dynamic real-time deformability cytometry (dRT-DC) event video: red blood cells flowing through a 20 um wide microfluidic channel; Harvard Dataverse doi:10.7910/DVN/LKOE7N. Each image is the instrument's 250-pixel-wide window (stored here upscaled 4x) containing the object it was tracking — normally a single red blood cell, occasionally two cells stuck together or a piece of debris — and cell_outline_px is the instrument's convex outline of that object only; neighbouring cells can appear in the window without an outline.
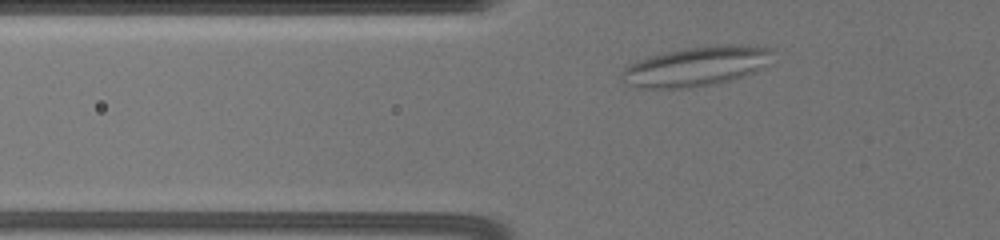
{"species": "common noctule bat (a hibernating species)", "species_latin": "Nyctalus noctula", "temperature_condition": "warm", "stored_images_in_passage": 7, "camera_frame_rate_fps": 3000, "um_per_image_px": 0.085, "animal": {"sex": "female", "body_mass_g": 19.5, "forearm_length_mm": 54.1}, "frame": {"image": 1, "passage_image": 2, "time_ms": 1.0, "image_size_px": [1000, 240], "cell_outline_px": [[776, 48], [764, 68], [756, 72], [732, 80], [712, 84], [684, 88], [636, 88], [624, 84], [620, 76], [620, 72], [624, 68], [640, 60], [652, 56], [684, 48], [720, 44], [756, 44]], "centroid_in_image_um": [59.26, 5.63], "position_along_channel_um": 66.5, "area_um2": 35.26}}
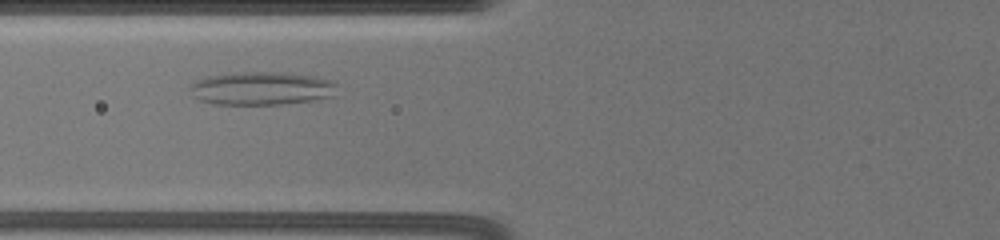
{"frame": {"image": 2, "passage_image": 5, "time_ms": 2.333, "image_size_px": [1000, 240], "cell_outline_px": [[336, 84], [332, 96], [312, 100], [280, 104], [216, 104], [200, 100], [192, 96], [188, 88], [188, 84], [196, 80], [208, 76], [236, 72], [280, 72], [316, 76], [332, 80]], "centroid_in_image_um": [22.16, 7.5], "position_along_channel_um": 103.6, "area_um2": 28.55}}